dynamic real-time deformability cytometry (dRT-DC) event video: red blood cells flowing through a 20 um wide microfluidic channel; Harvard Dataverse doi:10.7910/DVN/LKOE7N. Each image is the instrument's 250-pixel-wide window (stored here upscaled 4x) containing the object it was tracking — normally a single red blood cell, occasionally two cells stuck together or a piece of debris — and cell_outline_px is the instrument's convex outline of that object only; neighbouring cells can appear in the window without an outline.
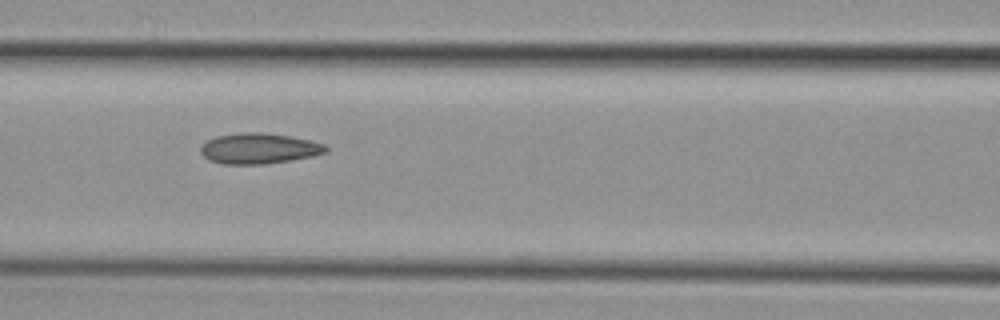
{"species": "common noctule bat (a hibernating species)", "species_latin": "Nyctalus noctula", "temperature_condition": "cold", "stored_images_in_passage": 8, "camera_frame_rate_fps": 3000, "um_per_image_px": 0.085, "animal": {"sex": "female", "body_mass_g": 29.2, "forearm_length_mm": 56.3}, "frame": {"image": 1, "passage_image": 7, "time_ms": 8.667, "image_size_px": [1000, 320], "cell_outline_px": [[328, 152], [312, 156], [264, 164], [220, 164], [208, 160], [200, 152], [200, 148], [208, 140], [216, 136], [244, 132], [256, 132], [292, 136], [324, 144], [328, 148]], "centroid_in_image_um": [21.99, 12.62], "position_along_channel_um": 144.6, "area_um2": 22.2}}